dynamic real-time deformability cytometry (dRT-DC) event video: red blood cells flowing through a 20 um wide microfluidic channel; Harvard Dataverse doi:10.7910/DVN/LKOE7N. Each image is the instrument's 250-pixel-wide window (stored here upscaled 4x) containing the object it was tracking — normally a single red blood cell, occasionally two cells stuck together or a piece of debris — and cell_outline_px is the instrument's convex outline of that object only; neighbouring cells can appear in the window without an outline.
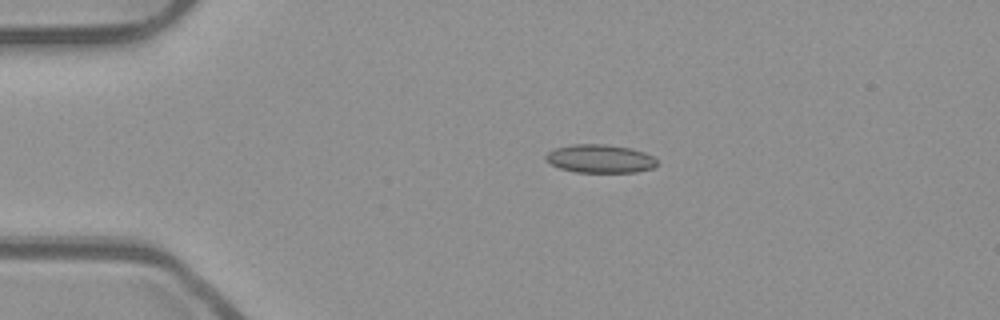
{"species": "common noctule bat (a hibernating species)", "species_latin": "Nyctalus noctula", "temperature_condition": "room temperature", "stored_images_in_passage": 43, "camera_frame_rate_fps": 3000, "um_per_image_px": 0.085, "animal": {"sex": "male", "body_mass_g": 23.1, "forearm_length_mm": 52.7}, "frame": {"image": 1, "passage_image": 1, "time_ms": 0.0, "image_size_px": [1000, 320], "cell_outline_px": [[656, 164], [652, 168], [636, 172], [576, 172], [560, 168], [544, 160], [544, 156], [552, 148], [572, 144], [604, 144], [632, 148], [644, 152], [652, 156], [656, 160]], "centroid_in_image_um": [50.96, 13.48], "position_along_channel_um": 34.0, "area_um2": 18.44}}
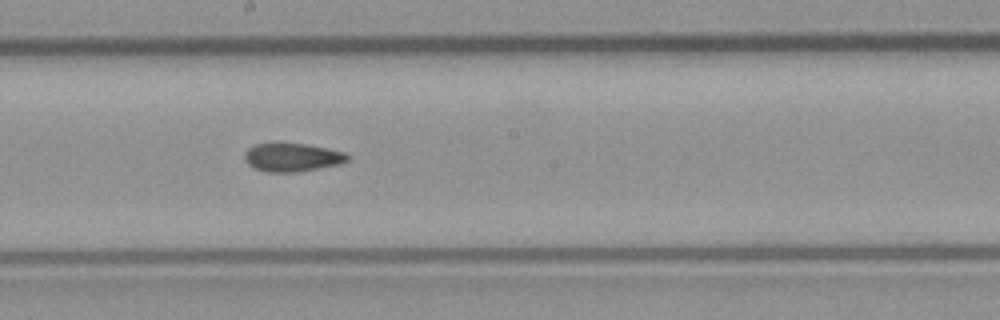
{"frame": {"image": 2, "passage_image": 19, "time_ms": 6.0, "image_size_px": [1000, 320], "cell_outline_px": [[348, 160], [340, 164], [296, 172], [268, 172], [256, 168], [248, 164], [244, 160], [244, 152], [248, 148], [256, 144], [276, 140], [304, 144], [328, 148], [344, 152], [348, 156]], "centroid_in_image_um": [24.78, 13.33], "position_along_channel_um": 223.4, "area_um2": 17.46}}
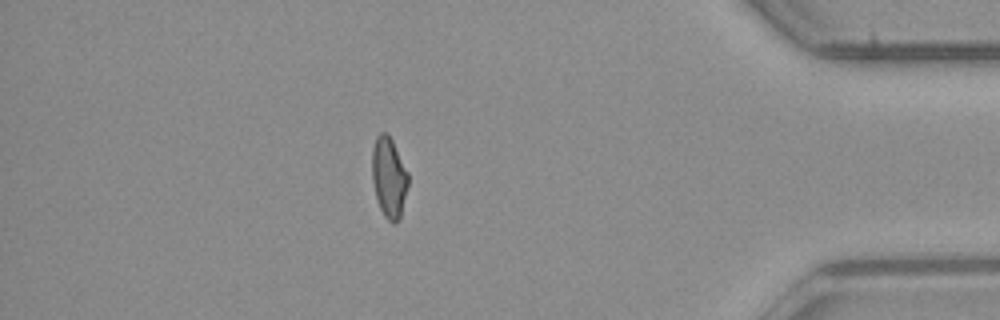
{"frame": {"image": 3, "passage_image": 36, "time_ms": 11.667, "image_size_px": [1000, 320], "cell_outline_px": [[408, 184], [400, 220], [396, 224], [392, 224], [384, 216], [380, 208], [376, 196], [372, 180], [372, 148], [376, 136], [380, 132], [388, 132], [408, 172]], "centroid_in_image_um": [33.06, 15.08], "position_along_channel_um": 402.1, "area_um2": 17.11}, "authors_computed_cell_mechanics": {"area_um2": 17.1666, "velocity_mm_per_s": 3.8958, "shape_relaxation_time_tau1_ms": null, "shape_relaxation_time_tau2_ms": 7.7249, "deformation_change_tau1": null, "deformation_change_tau2": 0.1537}}